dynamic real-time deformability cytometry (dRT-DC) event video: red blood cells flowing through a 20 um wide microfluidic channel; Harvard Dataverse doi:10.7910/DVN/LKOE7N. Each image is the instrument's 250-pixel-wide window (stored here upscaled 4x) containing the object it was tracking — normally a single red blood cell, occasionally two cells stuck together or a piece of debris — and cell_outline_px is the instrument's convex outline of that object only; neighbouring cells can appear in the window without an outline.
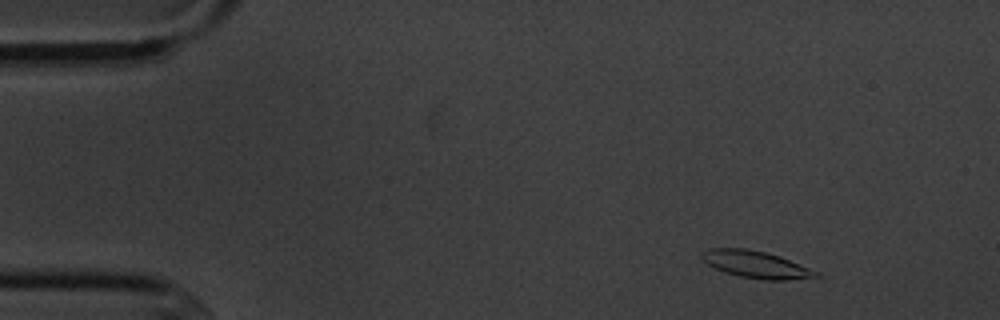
{"species": "common noctule bat (a hibernating species)", "species_latin": "Nyctalus noctula", "temperature_condition": "cold", "stored_images_in_passage": 9, "camera_frame_rate_fps": 3000, "um_per_image_px": 0.085, "animal": {"sex": "male", "body_mass_g": 20.1, "forearm_length_mm": 53.5}, "frame": {"image": 1, "passage_image": 2, "time_ms": 1.0, "image_size_px": [1000, 320], "cell_outline_px": [[824, 276], [788, 280], [764, 280], [740, 276], [724, 272], [708, 264], [700, 256], [700, 252], [708, 248], [744, 248], [764, 252], [780, 256], [820, 272]], "centroid_in_image_um": [64.29, 22.48], "position_along_channel_um": 20.7, "area_um2": 18.09}}
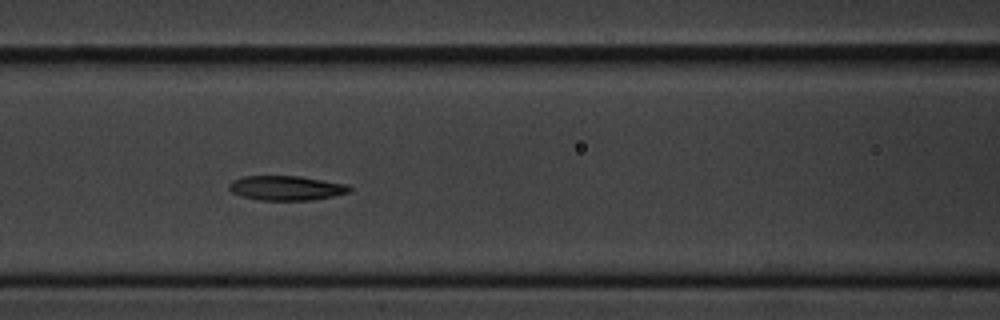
{"frame": {"image": 2, "passage_image": 7, "time_ms": 6.667, "image_size_px": [1000, 320], "cell_outline_px": [[352, 192], [312, 200], [260, 200], [240, 196], [232, 192], [228, 188], [228, 184], [232, 180], [244, 176], [300, 176], [344, 184], [352, 188]], "centroid_in_image_um": [24.3, 15.98], "position_along_channel_um": 142.3, "area_um2": 17.22}}
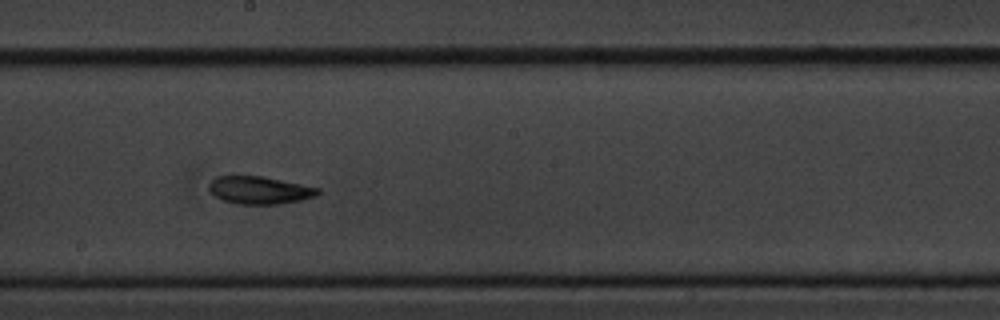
{"frame": {"image": 3, "passage_image": 9, "time_ms": 9.0, "image_size_px": [1000, 320], "cell_outline_px": [[320, 192], [316, 196], [300, 200], [280, 204], [236, 204], [224, 200], [216, 196], [208, 188], [208, 184], [216, 176], [260, 176], [320, 188]], "centroid_in_image_um": [22.06, 16.17], "position_along_channel_um": 226.1, "area_um2": 17.34}}